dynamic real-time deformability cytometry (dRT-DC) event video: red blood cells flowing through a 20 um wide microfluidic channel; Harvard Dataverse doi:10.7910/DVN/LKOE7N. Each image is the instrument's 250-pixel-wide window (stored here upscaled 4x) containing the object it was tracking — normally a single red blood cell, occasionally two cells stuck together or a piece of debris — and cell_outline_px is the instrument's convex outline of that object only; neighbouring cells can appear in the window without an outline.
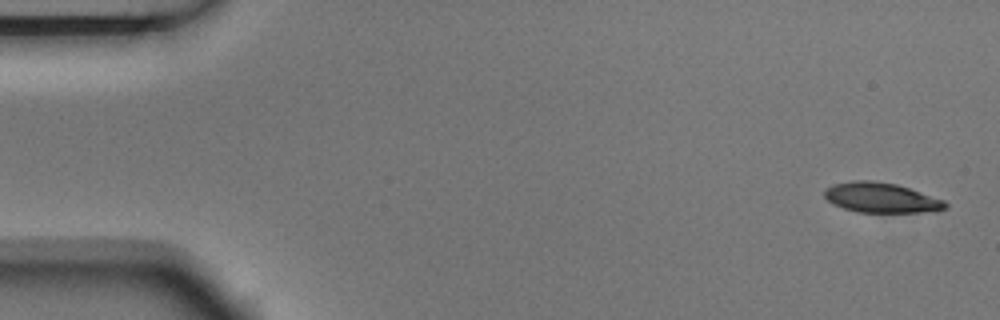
{"species": "Egyptian fruit bat (a non-hibernating species)", "species_latin": "Rousettus aegyptiacus", "temperature_condition": "room temperature", "stored_images_in_passage": 5, "camera_frame_rate_fps": 3000, "um_per_image_px": 0.085, "animal": {"sex": "male"}, "frame": {"image": 1, "passage_image": 1, "time_ms": 0.0, "image_size_px": [1000, 320], "cell_outline_px": [[948, 208], [936, 212], [856, 212], [832, 204], [824, 196], [824, 188], [832, 184], [852, 180], [872, 180], [896, 184], [944, 200], [948, 204]], "centroid_in_image_um": [74.89, 16.8], "position_along_channel_um": 10.1, "area_um2": 21.33}}